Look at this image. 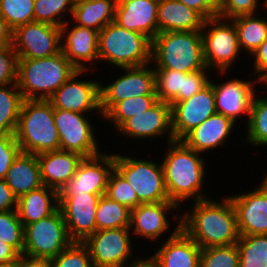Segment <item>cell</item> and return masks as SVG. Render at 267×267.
Here are the masks:
<instances>
[{"label": "cell", "mask_w": 267, "mask_h": 267, "mask_svg": "<svg viewBox=\"0 0 267 267\" xmlns=\"http://www.w3.org/2000/svg\"><path fill=\"white\" fill-rule=\"evenodd\" d=\"M191 211L180 219L181 229L202 249L237 244V215L229 197L222 203L208 198L195 201Z\"/></svg>", "instance_id": "cell-1"}, {"label": "cell", "mask_w": 267, "mask_h": 267, "mask_svg": "<svg viewBox=\"0 0 267 267\" xmlns=\"http://www.w3.org/2000/svg\"><path fill=\"white\" fill-rule=\"evenodd\" d=\"M168 146L171 149L161 164L170 201L180 206L183 200H189L190 197H195L194 201L206 199L201 191L205 161L199 157L200 153L189 148L182 140L171 141Z\"/></svg>", "instance_id": "cell-2"}, {"label": "cell", "mask_w": 267, "mask_h": 267, "mask_svg": "<svg viewBox=\"0 0 267 267\" xmlns=\"http://www.w3.org/2000/svg\"><path fill=\"white\" fill-rule=\"evenodd\" d=\"M76 71L62 51L47 58L18 59L17 85L24 100H48Z\"/></svg>", "instance_id": "cell-3"}, {"label": "cell", "mask_w": 267, "mask_h": 267, "mask_svg": "<svg viewBox=\"0 0 267 267\" xmlns=\"http://www.w3.org/2000/svg\"><path fill=\"white\" fill-rule=\"evenodd\" d=\"M15 137L22 152L38 155L60 150L54 108L48 100H23Z\"/></svg>", "instance_id": "cell-4"}, {"label": "cell", "mask_w": 267, "mask_h": 267, "mask_svg": "<svg viewBox=\"0 0 267 267\" xmlns=\"http://www.w3.org/2000/svg\"><path fill=\"white\" fill-rule=\"evenodd\" d=\"M154 69L191 73L208 71L203 55L201 31L161 32L152 40Z\"/></svg>", "instance_id": "cell-5"}, {"label": "cell", "mask_w": 267, "mask_h": 267, "mask_svg": "<svg viewBox=\"0 0 267 267\" xmlns=\"http://www.w3.org/2000/svg\"><path fill=\"white\" fill-rule=\"evenodd\" d=\"M98 54L120 68L148 65L152 62V40L112 22L99 32Z\"/></svg>", "instance_id": "cell-6"}, {"label": "cell", "mask_w": 267, "mask_h": 267, "mask_svg": "<svg viewBox=\"0 0 267 267\" xmlns=\"http://www.w3.org/2000/svg\"><path fill=\"white\" fill-rule=\"evenodd\" d=\"M74 241L70 238L63 214H53L24 226L23 255L33 258L56 257Z\"/></svg>", "instance_id": "cell-7"}, {"label": "cell", "mask_w": 267, "mask_h": 267, "mask_svg": "<svg viewBox=\"0 0 267 267\" xmlns=\"http://www.w3.org/2000/svg\"><path fill=\"white\" fill-rule=\"evenodd\" d=\"M114 168L131 185L141 204L170 201L162 164L114 154Z\"/></svg>", "instance_id": "cell-8"}, {"label": "cell", "mask_w": 267, "mask_h": 267, "mask_svg": "<svg viewBox=\"0 0 267 267\" xmlns=\"http://www.w3.org/2000/svg\"><path fill=\"white\" fill-rule=\"evenodd\" d=\"M220 21V22H219ZM223 21V22H222ZM224 18L205 19L203 29L212 26L202 35L203 55L207 69L218 68L220 74L230 67L240 50L237 31L233 21L225 24ZM214 25V26H213Z\"/></svg>", "instance_id": "cell-9"}, {"label": "cell", "mask_w": 267, "mask_h": 267, "mask_svg": "<svg viewBox=\"0 0 267 267\" xmlns=\"http://www.w3.org/2000/svg\"><path fill=\"white\" fill-rule=\"evenodd\" d=\"M61 27L37 21L17 27L12 33V46L18 59H40L61 52Z\"/></svg>", "instance_id": "cell-10"}, {"label": "cell", "mask_w": 267, "mask_h": 267, "mask_svg": "<svg viewBox=\"0 0 267 267\" xmlns=\"http://www.w3.org/2000/svg\"><path fill=\"white\" fill-rule=\"evenodd\" d=\"M149 65L122 68L125 74L103 87L100 85L101 115H105L116 103L139 96H157L155 70Z\"/></svg>", "instance_id": "cell-11"}, {"label": "cell", "mask_w": 267, "mask_h": 267, "mask_svg": "<svg viewBox=\"0 0 267 267\" xmlns=\"http://www.w3.org/2000/svg\"><path fill=\"white\" fill-rule=\"evenodd\" d=\"M129 231V227L103 229L88 236L82 243L89 250L93 267H124L132 255Z\"/></svg>", "instance_id": "cell-12"}, {"label": "cell", "mask_w": 267, "mask_h": 267, "mask_svg": "<svg viewBox=\"0 0 267 267\" xmlns=\"http://www.w3.org/2000/svg\"><path fill=\"white\" fill-rule=\"evenodd\" d=\"M105 194H58L70 238L83 242L96 231V210L100 197Z\"/></svg>", "instance_id": "cell-13"}, {"label": "cell", "mask_w": 267, "mask_h": 267, "mask_svg": "<svg viewBox=\"0 0 267 267\" xmlns=\"http://www.w3.org/2000/svg\"><path fill=\"white\" fill-rule=\"evenodd\" d=\"M74 111L54 109V120L60 139V150L76 152L83 157L100 154L89 120Z\"/></svg>", "instance_id": "cell-14"}, {"label": "cell", "mask_w": 267, "mask_h": 267, "mask_svg": "<svg viewBox=\"0 0 267 267\" xmlns=\"http://www.w3.org/2000/svg\"><path fill=\"white\" fill-rule=\"evenodd\" d=\"M216 113L214 89L209 83L191 98L171 105L174 140H182L190 131Z\"/></svg>", "instance_id": "cell-15"}, {"label": "cell", "mask_w": 267, "mask_h": 267, "mask_svg": "<svg viewBox=\"0 0 267 267\" xmlns=\"http://www.w3.org/2000/svg\"><path fill=\"white\" fill-rule=\"evenodd\" d=\"M113 170L114 155L112 154L100 153L92 157H84L75 175L68 180L58 194H105L108 179Z\"/></svg>", "instance_id": "cell-16"}, {"label": "cell", "mask_w": 267, "mask_h": 267, "mask_svg": "<svg viewBox=\"0 0 267 267\" xmlns=\"http://www.w3.org/2000/svg\"><path fill=\"white\" fill-rule=\"evenodd\" d=\"M84 73L77 70L48 99L54 109H63L86 114L100 108V83L97 81H78L76 78Z\"/></svg>", "instance_id": "cell-17"}, {"label": "cell", "mask_w": 267, "mask_h": 267, "mask_svg": "<svg viewBox=\"0 0 267 267\" xmlns=\"http://www.w3.org/2000/svg\"><path fill=\"white\" fill-rule=\"evenodd\" d=\"M255 191L232 196L240 236L267 235V179Z\"/></svg>", "instance_id": "cell-18"}, {"label": "cell", "mask_w": 267, "mask_h": 267, "mask_svg": "<svg viewBox=\"0 0 267 267\" xmlns=\"http://www.w3.org/2000/svg\"><path fill=\"white\" fill-rule=\"evenodd\" d=\"M117 130L135 139L152 138L168 131V143L174 141L171 105L158 100L147 111L127 119Z\"/></svg>", "instance_id": "cell-19"}, {"label": "cell", "mask_w": 267, "mask_h": 267, "mask_svg": "<svg viewBox=\"0 0 267 267\" xmlns=\"http://www.w3.org/2000/svg\"><path fill=\"white\" fill-rule=\"evenodd\" d=\"M158 5L159 0H117L114 22L153 40L158 34Z\"/></svg>", "instance_id": "cell-20"}, {"label": "cell", "mask_w": 267, "mask_h": 267, "mask_svg": "<svg viewBox=\"0 0 267 267\" xmlns=\"http://www.w3.org/2000/svg\"><path fill=\"white\" fill-rule=\"evenodd\" d=\"M214 89L216 112L230 118L236 123L237 117L243 113L250 118L255 91L253 81L233 79L226 83L209 82Z\"/></svg>", "instance_id": "cell-21"}, {"label": "cell", "mask_w": 267, "mask_h": 267, "mask_svg": "<svg viewBox=\"0 0 267 267\" xmlns=\"http://www.w3.org/2000/svg\"><path fill=\"white\" fill-rule=\"evenodd\" d=\"M68 23L66 21L61 26V37L65 35L66 38V42L64 44L61 43V51L77 70L86 71L84 61L88 62L99 59V32L76 25L67 33Z\"/></svg>", "instance_id": "cell-22"}, {"label": "cell", "mask_w": 267, "mask_h": 267, "mask_svg": "<svg viewBox=\"0 0 267 267\" xmlns=\"http://www.w3.org/2000/svg\"><path fill=\"white\" fill-rule=\"evenodd\" d=\"M202 248L182 229L181 222L153 257L161 267H199Z\"/></svg>", "instance_id": "cell-23"}, {"label": "cell", "mask_w": 267, "mask_h": 267, "mask_svg": "<svg viewBox=\"0 0 267 267\" xmlns=\"http://www.w3.org/2000/svg\"><path fill=\"white\" fill-rule=\"evenodd\" d=\"M83 156L76 152L55 150L37 155L43 185L59 192L75 175Z\"/></svg>", "instance_id": "cell-24"}, {"label": "cell", "mask_w": 267, "mask_h": 267, "mask_svg": "<svg viewBox=\"0 0 267 267\" xmlns=\"http://www.w3.org/2000/svg\"><path fill=\"white\" fill-rule=\"evenodd\" d=\"M179 207L172 201L139 204L131 210L129 228L133 227L134 233L139 236L156 239L162 236L170 225L166 212L171 208Z\"/></svg>", "instance_id": "cell-25"}, {"label": "cell", "mask_w": 267, "mask_h": 267, "mask_svg": "<svg viewBox=\"0 0 267 267\" xmlns=\"http://www.w3.org/2000/svg\"><path fill=\"white\" fill-rule=\"evenodd\" d=\"M157 21L158 33L202 31L205 18L178 0H159Z\"/></svg>", "instance_id": "cell-26"}, {"label": "cell", "mask_w": 267, "mask_h": 267, "mask_svg": "<svg viewBox=\"0 0 267 267\" xmlns=\"http://www.w3.org/2000/svg\"><path fill=\"white\" fill-rule=\"evenodd\" d=\"M235 123L220 113H214L190 131L182 141L198 153L222 146L229 137Z\"/></svg>", "instance_id": "cell-27"}, {"label": "cell", "mask_w": 267, "mask_h": 267, "mask_svg": "<svg viewBox=\"0 0 267 267\" xmlns=\"http://www.w3.org/2000/svg\"><path fill=\"white\" fill-rule=\"evenodd\" d=\"M4 180L17 198L43 186L37 155L20 151Z\"/></svg>", "instance_id": "cell-28"}, {"label": "cell", "mask_w": 267, "mask_h": 267, "mask_svg": "<svg viewBox=\"0 0 267 267\" xmlns=\"http://www.w3.org/2000/svg\"><path fill=\"white\" fill-rule=\"evenodd\" d=\"M58 208V192L45 185L22 195L17 201V212L23 226L53 214Z\"/></svg>", "instance_id": "cell-29"}, {"label": "cell", "mask_w": 267, "mask_h": 267, "mask_svg": "<svg viewBox=\"0 0 267 267\" xmlns=\"http://www.w3.org/2000/svg\"><path fill=\"white\" fill-rule=\"evenodd\" d=\"M117 0H94L74 4L72 16L78 26L100 32L115 20Z\"/></svg>", "instance_id": "cell-30"}, {"label": "cell", "mask_w": 267, "mask_h": 267, "mask_svg": "<svg viewBox=\"0 0 267 267\" xmlns=\"http://www.w3.org/2000/svg\"><path fill=\"white\" fill-rule=\"evenodd\" d=\"M237 31L240 49L244 48L252 55L267 38V21L253 14L232 18Z\"/></svg>", "instance_id": "cell-31"}, {"label": "cell", "mask_w": 267, "mask_h": 267, "mask_svg": "<svg viewBox=\"0 0 267 267\" xmlns=\"http://www.w3.org/2000/svg\"><path fill=\"white\" fill-rule=\"evenodd\" d=\"M23 100L17 84L0 85V134H15Z\"/></svg>", "instance_id": "cell-32"}, {"label": "cell", "mask_w": 267, "mask_h": 267, "mask_svg": "<svg viewBox=\"0 0 267 267\" xmlns=\"http://www.w3.org/2000/svg\"><path fill=\"white\" fill-rule=\"evenodd\" d=\"M131 210L102 195L96 210V231L130 227Z\"/></svg>", "instance_id": "cell-33"}, {"label": "cell", "mask_w": 267, "mask_h": 267, "mask_svg": "<svg viewBox=\"0 0 267 267\" xmlns=\"http://www.w3.org/2000/svg\"><path fill=\"white\" fill-rule=\"evenodd\" d=\"M239 267H267V235L240 236Z\"/></svg>", "instance_id": "cell-34"}, {"label": "cell", "mask_w": 267, "mask_h": 267, "mask_svg": "<svg viewBox=\"0 0 267 267\" xmlns=\"http://www.w3.org/2000/svg\"><path fill=\"white\" fill-rule=\"evenodd\" d=\"M156 95L158 100L172 105L183 101V85L186 73L172 69H154Z\"/></svg>", "instance_id": "cell-35"}, {"label": "cell", "mask_w": 267, "mask_h": 267, "mask_svg": "<svg viewBox=\"0 0 267 267\" xmlns=\"http://www.w3.org/2000/svg\"><path fill=\"white\" fill-rule=\"evenodd\" d=\"M158 101L157 96H139L116 103L103 117L113 121L118 129L127 119L143 113Z\"/></svg>", "instance_id": "cell-36"}, {"label": "cell", "mask_w": 267, "mask_h": 267, "mask_svg": "<svg viewBox=\"0 0 267 267\" xmlns=\"http://www.w3.org/2000/svg\"><path fill=\"white\" fill-rule=\"evenodd\" d=\"M247 139L252 145H267V99L255 98L250 106Z\"/></svg>", "instance_id": "cell-37"}, {"label": "cell", "mask_w": 267, "mask_h": 267, "mask_svg": "<svg viewBox=\"0 0 267 267\" xmlns=\"http://www.w3.org/2000/svg\"><path fill=\"white\" fill-rule=\"evenodd\" d=\"M34 1L0 0V14L12 31L21 25L35 21Z\"/></svg>", "instance_id": "cell-38"}, {"label": "cell", "mask_w": 267, "mask_h": 267, "mask_svg": "<svg viewBox=\"0 0 267 267\" xmlns=\"http://www.w3.org/2000/svg\"><path fill=\"white\" fill-rule=\"evenodd\" d=\"M0 240L12 246L20 255L24 247V226L17 210L0 212Z\"/></svg>", "instance_id": "cell-39"}, {"label": "cell", "mask_w": 267, "mask_h": 267, "mask_svg": "<svg viewBox=\"0 0 267 267\" xmlns=\"http://www.w3.org/2000/svg\"><path fill=\"white\" fill-rule=\"evenodd\" d=\"M73 9V0H35L33 11L35 21L61 27L65 23L61 13L68 10L72 14Z\"/></svg>", "instance_id": "cell-40"}, {"label": "cell", "mask_w": 267, "mask_h": 267, "mask_svg": "<svg viewBox=\"0 0 267 267\" xmlns=\"http://www.w3.org/2000/svg\"><path fill=\"white\" fill-rule=\"evenodd\" d=\"M239 257L237 244L203 248L199 267H239Z\"/></svg>", "instance_id": "cell-41"}, {"label": "cell", "mask_w": 267, "mask_h": 267, "mask_svg": "<svg viewBox=\"0 0 267 267\" xmlns=\"http://www.w3.org/2000/svg\"><path fill=\"white\" fill-rule=\"evenodd\" d=\"M105 195L130 210L141 204L134 189L115 168L109 176Z\"/></svg>", "instance_id": "cell-42"}, {"label": "cell", "mask_w": 267, "mask_h": 267, "mask_svg": "<svg viewBox=\"0 0 267 267\" xmlns=\"http://www.w3.org/2000/svg\"><path fill=\"white\" fill-rule=\"evenodd\" d=\"M51 260L52 267H93L89 250L82 242H73Z\"/></svg>", "instance_id": "cell-43"}, {"label": "cell", "mask_w": 267, "mask_h": 267, "mask_svg": "<svg viewBox=\"0 0 267 267\" xmlns=\"http://www.w3.org/2000/svg\"><path fill=\"white\" fill-rule=\"evenodd\" d=\"M18 56L12 45L0 47V85L17 84Z\"/></svg>", "instance_id": "cell-44"}, {"label": "cell", "mask_w": 267, "mask_h": 267, "mask_svg": "<svg viewBox=\"0 0 267 267\" xmlns=\"http://www.w3.org/2000/svg\"><path fill=\"white\" fill-rule=\"evenodd\" d=\"M20 151L15 134H0V179H5L7 171Z\"/></svg>", "instance_id": "cell-45"}, {"label": "cell", "mask_w": 267, "mask_h": 267, "mask_svg": "<svg viewBox=\"0 0 267 267\" xmlns=\"http://www.w3.org/2000/svg\"><path fill=\"white\" fill-rule=\"evenodd\" d=\"M260 0H222L218 17L232 19L241 15L255 14Z\"/></svg>", "instance_id": "cell-46"}, {"label": "cell", "mask_w": 267, "mask_h": 267, "mask_svg": "<svg viewBox=\"0 0 267 267\" xmlns=\"http://www.w3.org/2000/svg\"><path fill=\"white\" fill-rule=\"evenodd\" d=\"M206 71H195L186 73L183 85V100L191 98L209 84Z\"/></svg>", "instance_id": "cell-47"}, {"label": "cell", "mask_w": 267, "mask_h": 267, "mask_svg": "<svg viewBox=\"0 0 267 267\" xmlns=\"http://www.w3.org/2000/svg\"><path fill=\"white\" fill-rule=\"evenodd\" d=\"M252 55L255 56L254 73L261 75L258 81L265 82L267 80V38Z\"/></svg>", "instance_id": "cell-48"}, {"label": "cell", "mask_w": 267, "mask_h": 267, "mask_svg": "<svg viewBox=\"0 0 267 267\" xmlns=\"http://www.w3.org/2000/svg\"><path fill=\"white\" fill-rule=\"evenodd\" d=\"M18 198L4 179H0V212L17 210ZM15 205V206H14Z\"/></svg>", "instance_id": "cell-49"}, {"label": "cell", "mask_w": 267, "mask_h": 267, "mask_svg": "<svg viewBox=\"0 0 267 267\" xmlns=\"http://www.w3.org/2000/svg\"><path fill=\"white\" fill-rule=\"evenodd\" d=\"M188 7L195 9L205 19L218 17V11L207 0H178Z\"/></svg>", "instance_id": "cell-50"}, {"label": "cell", "mask_w": 267, "mask_h": 267, "mask_svg": "<svg viewBox=\"0 0 267 267\" xmlns=\"http://www.w3.org/2000/svg\"><path fill=\"white\" fill-rule=\"evenodd\" d=\"M20 267H52V260L49 258H33L20 255Z\"/></svg>", "instance_id": "cell-51"}, {"label": "cell", "mask_w": 267, "mask_h": 267, "mask_svg": "<svg viewBox=\"0 0 267 267\" xmlns=\"http://www.w3.org/2000/svg\"><path fill=\"white\" fill-rule=\"evenodd\" d=\"M20 254L10 245L0 240V264L17 260Z\"/></svg>", "instance_id": "cell-52"}, {"label": "cell", "mask_w": 267, "mask_h": 267, "mask_svg": "<svg viewBox=\"0 0 267 267\" xmlns=\"http://www.w3.org/2000/svg\"><path fill=\"white\" fill-rule=\"evenodd\" d=\"M12 33L13 31L0 14V47L12 45Z\"/></svg>", "instance_id": "cell-53"}, {"label": "cell", "mask_w": 267, "mask_h": 267, "mask_svg": "<svg viewBox=\"0 0 267 267\" xmlns=\"http://www.w3.org/2000/svg\"><path fill=\"white\" fill-rule=\"evenodd\" d=\"M133 262L132 264H129L130 266L128 265L125 267H161L159 262L153 256L145 260L138 258V260H134Z\"/></svg>", "instance_id": "cell-54"}, {"label": "cell", "mask_w": 267, "mask_h": 267, "mask_svg": "<svg viewBox=\"0 0 267 267\" xmlns=\"http://www.w3.org/2000/svg\"><path fill=\"white\" fill-rule=\"evenodd\" d=\"M0 267H20V257L17 260L0 264Z\"/></svg>", "instance_id": "cell-55"}, {"label": "cell", "mask_w": 267, "mask_h": 267, "mask_svg": "<svg viewBox=\"0 0 267 267\" xmlns=\"http://www.w3.org/2000/svg\"><path fill=\"white\" fill-rule=\"evenodd\" d=\"M217 11L220 9L222 0H207Z\"/></svg>", "instance_id": "cell-56"}, {"label": "cell", "mask_w": 267, "mask_h": 267, "mask_svg": "<svg viewBox=\"0 0 267 267\" xmlns=\"http://www.w3.org/2000/svg\"><path fill=\"white\" fill-rule=\"evenodd\" d=\"M74 4L75 3H80V2H85V1H94V0H73Z\"/></svg>", "instance_id": "cell-57"}]
</instances>
